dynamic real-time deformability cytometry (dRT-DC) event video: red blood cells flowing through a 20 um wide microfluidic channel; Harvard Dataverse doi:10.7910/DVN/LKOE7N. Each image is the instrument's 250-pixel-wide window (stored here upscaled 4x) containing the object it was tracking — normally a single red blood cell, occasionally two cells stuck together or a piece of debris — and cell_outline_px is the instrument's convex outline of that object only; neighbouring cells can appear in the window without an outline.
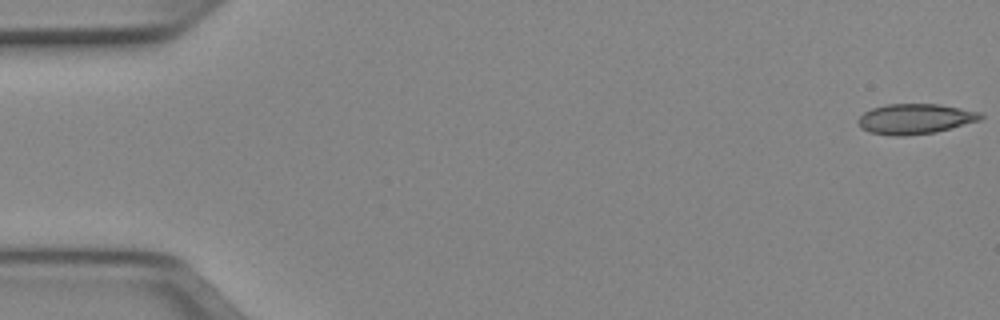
{"species": "Egyptian fruit bat (a non-hibernating species)", "species_latin": "Rousettus aegyptiacus", "temperature_condition": "cold", "stored_images_in_passage": 51, "camera_frame_rate_fps": 3000, "um_per_image_px": 0.085, "animal": {"sex": "female"}, "frame": {"image": 1, "passage_image": 1, "time_ms": 0.0, "image_size_px": [1000, 320], "cell_outline_px": [[984, 116], [980, 120], [936, 132], [904, 136], [892, 136], [868, 132], [860, 128], [856, 120], [864, 112], [872, 108], [888, 104], [940, 104], [980, 112]], "centroid_in_image_um": [77.75, 10.11], "position_along_channel_um": 7.3, "area_um2": 21.68}}
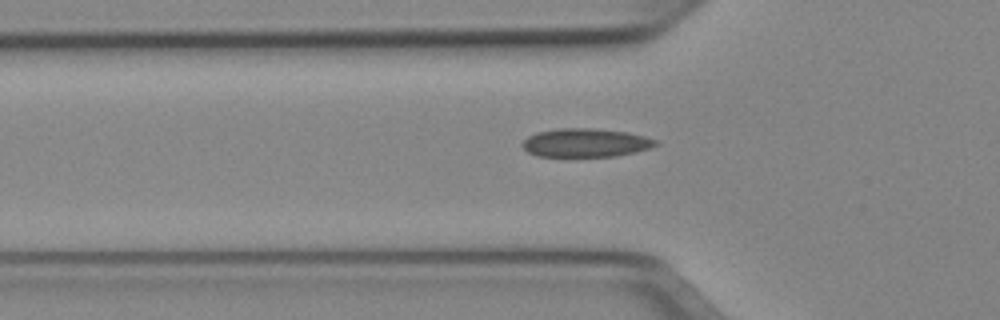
{"frame": {"image": 2, "passage_image": 17, "time_ms": 5.333, "image_size_px": [1000, 320], "cell_outline_px": [[660, 144], [636, 152], [616, 156], [536, 156], [528, 152], [520, 144], [528, 136], [536, 132], [560, 128], [592, 128], [628, 132], [644, 136], [656, 140]], "centroid_in_image_um": [49.76, 12.13], "position_along_channel_um": 76.0, "area_um2": 22.2}}
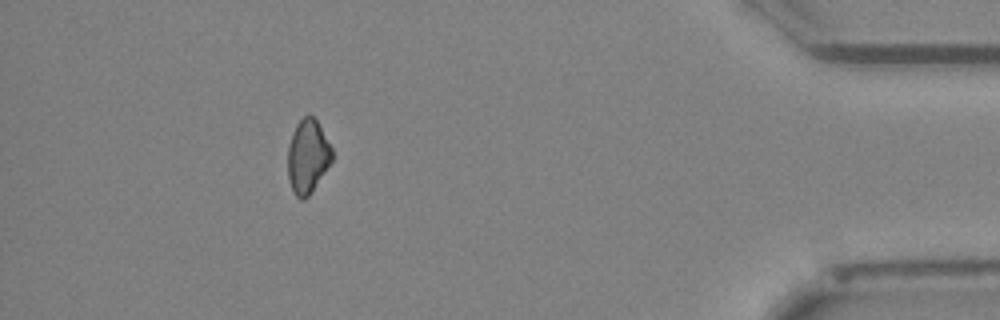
{"frame": {"image": 3, "passage_image": 46, "time_ms": 15.0, "image_size_px": [1000, 320], "cell_outline_px": [[332, 160], [308, 196], [304, 200], [300, 200], [292, 192], [288, 176], [288, 144], [292, 132], [296, 124], [308, 112], [316, 120], [332, 148]], "centroid_in_image_um": [26.12, 13.28], "position_along_channel_um": 409.1, "area_um2": 18.9}}